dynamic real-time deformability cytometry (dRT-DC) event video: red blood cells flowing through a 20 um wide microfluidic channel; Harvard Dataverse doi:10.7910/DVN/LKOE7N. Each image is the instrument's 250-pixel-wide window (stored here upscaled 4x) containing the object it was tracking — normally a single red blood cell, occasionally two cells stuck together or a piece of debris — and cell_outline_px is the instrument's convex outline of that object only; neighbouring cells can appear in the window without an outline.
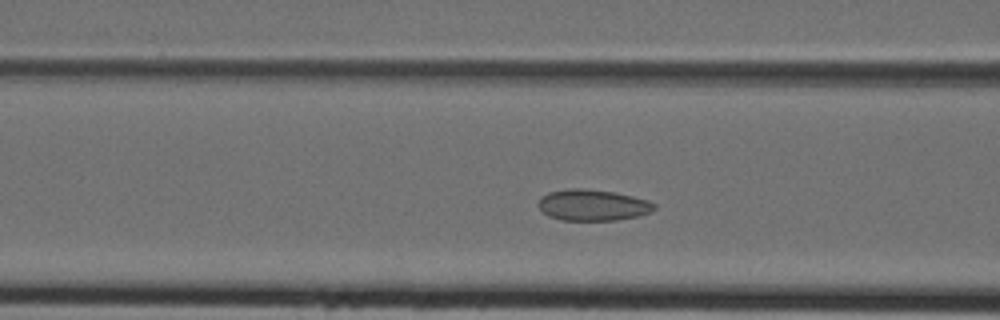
{"species": "Egyptian fruit bat (a non-hibernating species)", "species_latin": "Rousettus aegyptiacus", "temperature_condition": "cold", "stored_images_in_passage": 40, "camera_frame_rate_fps": 3000, "um_per_image_px": 0.085, "animal": {"sex": "female"}, "frame": {"image": 1, "passage_image": 13, "time_ms": 4.0, "image_size_px": [1000, 320], "cell_outline_px": [[656, 208], [652, 212], [640, 216], [616, 220], [560, 220], [548, 216], [536, 204], [540, 196], [548, 192], [568, 188], [584, 188], [612, 192], [632, 196], [648, 200], [656, 204]], "centroid_in_image_um": [50.37, 17.43], "position_along_channel_um": 116.2, "area_um2": 21.33}}
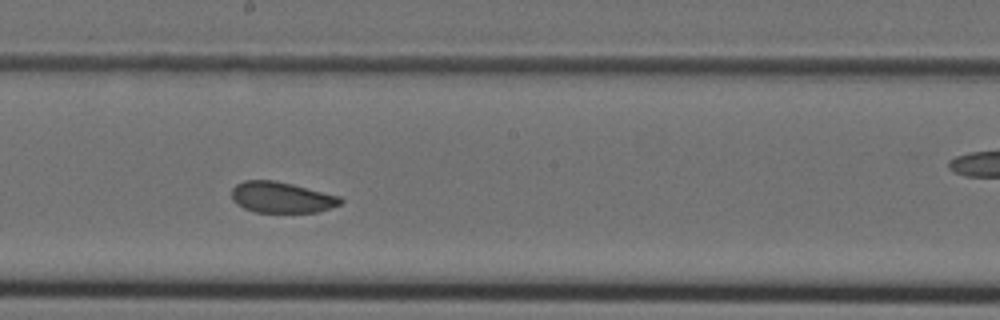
{"frame": {"image": 2, "passage_image": 20, "time_ms": 6.333, "image_size_px": [1000, 320], "cell_outline_px": [[344, 200], [340, 204], [316, 212], [256, 212], [244, 208], [236, 204], [232, 200], [232, 188], [236, 184], [244, 180], [276, 180], [340, 196]], "centroid_in_image_um": [23.9, 16.77], "position_along_channel_um": 224.3, "area_um2": 19.59}}
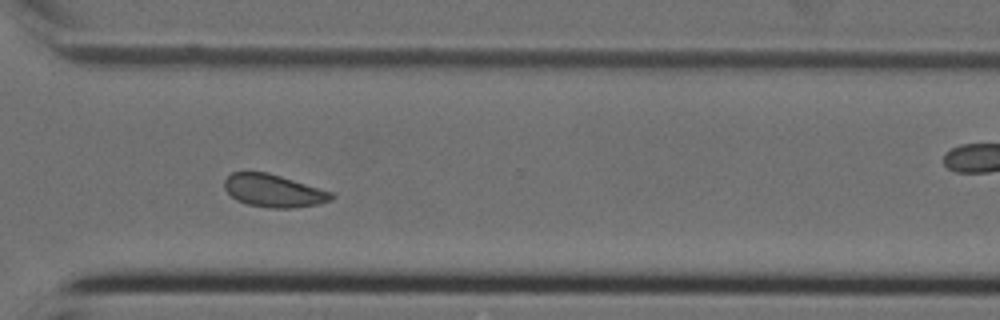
{"frame": {"image": 3, "passage_image": 28, "time_ms": 9.0, "image_size_px": [1000, 320], "cell_outline_px": [[336, 196], [332, 200], [320, 204], [292, 208], [268, 208], [248, 204], [236, 200], [224, 188], [224, 180], [232, 172], [268, 172], [332, 192]], "centroid_in_image_um": [23.27, 16.22], "position_along_channel_um": 347.3, "area_um2": 20.4}}